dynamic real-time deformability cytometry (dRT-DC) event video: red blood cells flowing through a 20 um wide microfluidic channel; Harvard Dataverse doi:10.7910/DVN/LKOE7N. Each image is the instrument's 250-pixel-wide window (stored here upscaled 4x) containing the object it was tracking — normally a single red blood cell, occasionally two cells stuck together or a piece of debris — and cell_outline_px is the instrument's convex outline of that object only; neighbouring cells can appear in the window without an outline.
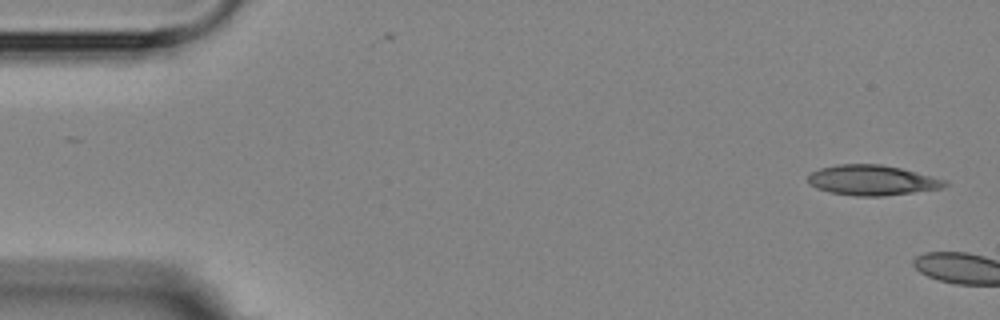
{"species": "Egyptian fruit bat (a non-hibernating species)", "species_latin": "Rousettus aegyptiacus", "temperature_condition": "room temperature", "stored_images_in_passage": 2, "camera_frame_rate_fps": 3000, "um_per_image_px": 0.085, "animal": {"sex": "female"}, "frame": {"image": 1, "passage_image": 1, "time_ms": 0.0, "image_size_px": [1000, 320], "cell_outline_px": [[948, 184], [940, 188], [884, 196], [856, 196], [828, 192], [816, 188], [808, 184], [808, 176], [812, 172], [820, 168], [836, 164], [880, 164], [900, 168], [948, 180]], "centroid_in_image_um": [74.1, 15.32], "position_along_channel_um": 10.9, "area_um2": 24.04}}